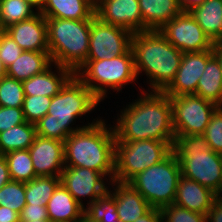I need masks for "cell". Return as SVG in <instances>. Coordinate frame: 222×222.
Returning a JSON list of instances; mask_svg holds the SVG:
<instances>
[{"instance_id":"obj_1","label":"cell","mask_w":222,"mask_h":222,"mask_svg":"<svg viewBox=\"0 0 222 222\" xmlns=\"http://www.w3.org/2000/svg\"><path fill=\"white\" fill-rule=\"evenodd\" d=\"M148 92H140L143 96L121 111L113 126L116 142L175 141L169 96L159 91Z\"/></svg>"},{"instance_id":"obj_2","label":"cell","mask_w":222,"mask_h":222,"mask_svg":"<svg viewBox=\"0 0 222 222\" xmlns=\"http://www.w3.org/2000/svg\"><path fill=\"white\" fill-rule=\"evenodd\" d=\"M101 101L74 74L52 97L47 115L36 124V134L45 138L57 139L62 142L72 133L85 126L72 128L71 123L78 116L91 112Z\"/></svg>"},{"instance_id":"obj_3","label":"cell","mask_w":222,"mask_h":222,"mask_svg":"<svg viewBox=\"0 0 222 222\" xmlns=\"http://www.w3.org/2000/svg\"><path fill=\"white\" fill-rule=\"evenodd\" d=\"M115 133L97 119L64 140L65 166L90 168L114 177Z\"/></svg>"},{"instance_id":"obj_4","label":"cell","mask_w":222,"mask_h":222,"mask_svg":"<svg viewBox=\"0 0 222 222\" xmlns=\"http://www.w3.org/2000/svg\"><path fill=\"white\" fill-rule=\"evenodd\" d=\"M131 49L137 76L144 71L150 79L151 91L163 92L175 78L183 53L159 30L133 34Z\"/></svg>"},{"instance_id":"obj_5","label":"cell","mask_w":222,"mask_h":222,"mask_svg":"<svg viewBox=\"0 0 222 222\" xmlns=\"http://www.w3.org/2000/svg\"><path fill=\"white\" fill-rule=\"evenodd\" d=\"M173 151L179 160L181 176L222 196V154L211 150L202 135L175 136Z\"/></svg>"},{"instance_id":"obj_6","label":"cell","mask_w":222,"mask_h":222,"mask_svg":"<svg viewBox=\"0 0 222 222\" xmlns=\"http://www.w3.org/2000/svg\"><path fill=\"white\" fill-rule=\"evenodd\" d=\"M45 18L52 63L68 68L75 74L87 60L91 20Z\"/></svg>"},{"instance_id":"obj_7","label":"cell","mask_w":222,"mask_h":222,"mask_svg":"<svg viewBox=\"0 0 222 222\" xmlns=\"http://www.w3.org/2000/svg\"><path fill=\"white\" fill-rule=\"evenodd\" d=\"M75 75L102 101L107 88L120 91L137 79L133 51L112 59L86 60Z\"/></svg>"},{"instance_id":"obj_8","label":"cell","mask_w":222,"mask_h":222,"mask_svg":"<svg viewBox=\"0 0 222 222\" xmlns=\"http://www.w3.org/2000/svg\"><path fill=\"white\" fill-rule=\"evenodd\" d=\"M181 169L172 151L163 161L134 176L128 183L154 208L174 203Z\"/></svg>"},{"instance_id":"obj_9","label":"cell","mask_w":222,"mask_h":222,"mask_svg":"<svg viewBox=\"0 0 222 222\" xmlns=\"http://www.w3.org/2000/svg\"><path fill=\"white\" fill-rule=\"evenodd\" d=\"M174 142L154 139L115 142L113 180L128 183L137 174L163 161L173 151Z\"/></svg>"},{"instance_id":"obj_10","label":"cell","mask_w":222,"mask_h":222,"mask_svg":"<svg viewBox=\"0 0 222 222\" xmlns=\"http://www.w3.org/2000/svg\"><path fill=\"white\" fill-rule=\"evenodd\" d=\"M169 98L172 105V122L175 136L202 135L213 112L219 107L195 94Z\"/></svg>"},{"instance_id":"obj_11","label":"cell","mask_w":222,"mask_h":222,"mask_svg":"<svg viewBox=\"0 0 222 222\" xmlns=\"http://www.w3.org/2000/svg\"><path fill=\"white\" fill-rule=\"evenodd\" d=\"M133 34L121 27L105 23L96 15L91 19L87 60L112 59L131 49Z\"/></svg>"},{"instance_id":"obj_12","label":"cell","mask_w":222,"mask_h":222,"mask_svg":"<svg viewBox=\"0 0 222 222\" xmlns=\"http://www.w3.org/2000/svg\"><path fill=\"white\" fill-rule=\"evenodd\" d=\"M159 31L182 53L201 52L213 48L214 42L189 12L181 11Z\"/></svg>"},{"instance_id":"obj_13","label":"cell","mask_w":222,"mask_h":222,"mask_svg":"<svg viewBox=\"0 0 222 222\" xmlns=\"http://www.w3.org/2000/svg\"><path fill=\"white\" fill-rule=\"evenodd\" d=\"M104 174L90 168L65 166L61 176V184L73 195L74 199L83 207L80 197H89V203L94 202L104 195L109 189L105 186Z\"/></svg>"},{"instance_id":"obj_14","label":"cell","mask_w":222,"mask_h":222,"mask_svg":"<svg viewBox=\"0 0 222 222\" xmlns=\"http://www.w3.org/2000/svg\"><path fill=\"white\" fill-rule=\"evenodd\" d=\"M213 56L212 49L183 53L175 78L163 92L169 97L195 94L198 80L202 76L207 62Z\"/></svg>"},{"instance_id":"obj_15","label":"cell","mask_w":222,"mask_h":222,"mask_svg":"<svg viewBox=\"0 0 222 222\" xmlns=\"http://www.w3.org/2000/svg\"><path fill=\"white\" fill-rule=\"evenodd\" d=\"M28 150L37 176H61L65 167L64 142L36 135Z\"/></svg>"},{"instance_id":"obj_16","label":"cell","mask_w":222,"mask_h":222,"mask_svg":"<svg viewBox=\"0 0 222 222\" xmlns=\"http://www.w3.org/2000/svg\"><path fill=\"white\" fill-rule=\"evenodd\" d=\"M95 15L103 22L128 30L143 31L139 0H103L95 7Z\"/></svg>"},{"instance_id":"obj_17","label":"cell","mask_w":222,"mask_h":222,"mask_svg":"<svg viewBox=\"0 0 222 222\" xmlns=\"http://www.w3.org/2000/svg\"><path fill=\"white\" fill-rule=\"evenodd\" d=\"M6 33L24 51L49 52L46 18L40 12L30 19L11 25Z\"/></svg>"},{"instance_id":"obj_18","label":"cell","mask_w":222,"mask_h":222,"mask_svg":"<svg viewBox=\"0 0 222 222\" xmlns=\"http://www.w3.org/2000/svg\"><path fill=\"white\" fill-rule=\"evenodd\" d=\"M218 197L209 188L181 176L178 181L174 204L206 215Z\"/></svg>"},{"instance_id":"obj_19","label":"cell","mask_w":222,"mask_h":222,"mask_svg":"<svg viewBox=\"0 0 222 222\" xmlns=\"http://www.w3.org/2000/svg\"><path fill=\"white\" fill-rule=\"evenodd\" d=\"M115 191L111 194L117 207L119 219L122 222H134L146 214L152 206L129 183L110 181ZM115 183V184H114Z\"/></svg>"},{"instance_id":"obj_20","label":"cell","mask_w":222,"mask_h":222,"mask_svg":"<svg viewBox=\"0 0 222 222\" xmlns=\"http://www.w3.org/2000/svg\"><path fill=\"white\" fill-rule=\"evenodd\" d=\"M52 66L56 67L58 75L52 71ZM52 66L43 73L22 81L24 95L53 97L59 93L60 89L74 73L70 69L57 64H52Z\"/></svg>"},{"instance_id":"obj_21","label":"cell","mask_w":222,"mask_h":222,"mask_svg":"<svg viewBox=\"0 0 222 222\" xmlns=\"http://www.w3.org/2000/svg\"><path fill=\"white\" fill-rule=\"evenodd\" d=\"M46 209L51 222H79L84 216V208L62 184L54 191Z\"/></svg>"},{"instance_id":"obj_22","label":"cell","mask_w":222,"mask_h":222,"mask_svg":"<svg viewBox=\"0 0 222 222\" xmlns=\"http://www.w3.org/2000/svg\"><path fill=\"white\" fill-rule=\"evenodd\" d=\"M139 6L143 31L159 30L181 12L178 0H139Z\"/></svg>"},{"instance_id":"obj_23","label":"cell","mask_w":222,"mask_h":222,"mask_svg":"<svg viewBox=\"0 0 222 222\" xmlns=\"http://www.w3.org/2000/svg\"><path fill=\"white\" fill-rule=\"evenodd\" d=\"M40 13L58 19L91 20L95 7L89 0H46Z\"/></svg>"},{"instance_id":"obj_24","label":"cell","mask_w":222,"mask_h":222,"mask_svg":"<svg viewBox=\"0 0 222 222\" xmlns=\"http://www.w3.org/2000/svg\"><path fill=\"white\" fill-rule=\"evenodd\" d=\"M52 65L49 52L23 51L22 54L7 67V76L25 81L34 75L43 73Z\"/></svg>"},{"instance_id":"obj_25","label":"cell","mask_w":222,"mask_h":222,"mask_svg":"<svg viewBox=\"0 0 222 222\" xmlns=\"http://www.w3.org/2000/svg\"><path fill=\"white\" fill-rule=\"evenodd\" d=\"M189 13L213 42L222 41V0H206Z\"/></svg>"},{"instance_id":"obj_26","label":"cell","mask_w":222,"mask_h":222,"mask_svg":"<svg viewBox=\"0 0 222 222\" xmlns=\"http://www.w3.org/2000/svg\"><path fill=\"white\" fill-rule=\"evenodd\" d=\"M195 95L222 106V69L215 56L207 62Z\"/></svg>"},{"instance_id":"obj_27","label":"cell","mask_w":222,"mask_h":222,"mask_svg":"<svg viewBox=\"0 0 222 222\" xmlns=\"http://www.w3.org/2000/svg\"><path fill=\"white\" fill-rule=\"evenodd\" d=\"M36 135L35 124L27 121L0 132V155L28 149L33 144Z\"/></svg>"},{"instance_id":"obj_28","label":"cell","mask_w":222,"mask_h":222,"mask_svg":"<svg viewBox=\"0 0 222 222\" xmlns=\"http://www.w3.org/2000/svg\"><path fill=\"white\" fill-rule=\"evenodd\" d=\"M61 184L60 177L38 176L25 183L26 204L47 206L56 188Z\"/></svg>"},{"instance_id":"obj_29","label":"cell","mask_w":222,"mask_h":222,"mask_svg":"<svg viewBox=\"0 0 222 222\" xmlns=\"http://www.w3.org/2000/svg\"><path fill=\"white\" fill-rule=\"evenodd\" d=\"M11 180L26 183L38 177L33 168L29 150H16L6 153Z\"/></svg>"},{"instance_id":"obj_30","label":"cell","mask_w":222,"mask_h":222,"mask_svg":"<svg viewBox=\"0 0 222 222\" xmlns=\"http://www.w3.org/2000/svg\"><path fill=\"white\" fill-rule=\"evenodd\" d=\"M36 14L26 0H0V25L5 29Z\"/></svg>"},{"instance_id":"obj_31","label":"cell","mask_w":222,"mask_h":222,"mask_svg":"<svg viewBox=\"0 0 222 222\" xmlns=\"http://www.w3.org/2000/svg\"><path fill=\"white\" fill-rule=\"evenodd\" d=\"M112 191H107L97 200L84 208V216L91 222H112L119 219Z\"/></svg>"},{"instance_id":"obj_32","label":"cell","mask_w":222,"mask_h":222,"mask_svg":"<svg viewBox=\"0 0 222 222\" xmlns=\"http://www.w3.org/2000/svg\"><path fill=\"white\" fill-rule=\"evenodd\" d=\"M24 97L22 81L9 76L0 79V106L22 108Z\"/></svg>"},{"instance_id":"obj_33","label":"cell","mask_w":222,"mask_h":222,"mask_svg":"<svg viewBox=\"0 0 222 222\" xmlns=\"http://www.w3.org/2000/svg\"><path fill=\"white\" fill-rule=\"evenodd\" d=\"M25 205V183L11 180L0 188V206H5L21 214Z\"/></svg>"},{"instance_id":"obj_34","label":"cell","mask_w":222,"mask_h":222,"mask_svg":"<svg viewBox=\"0 0 222 222\" xmlns=\"http://www.w3.org/2000/svg\"><path fill=\"white\" fill-rule=\"evenodd\" d=\"M52 97L25 95L22 106L25 121L36 124L41 118L47 115Z\"/></svg>"},{"instance_id":"obj_35","label":"cell","mask_w":222,"mask_h":222,"mask_svg":"<svg viewBox=\"0 0 222 222\" xmlns=\"http://www.w3.org/2000/svg\"><path fill=\"white\" fill-rule=\"evenodd\" d=\"M202 136L210 145L211 150L222 154V106H219L213 112Z\"/></svg>"},{"instance_id":"obj_36","label":"cell","mask_w":222,"mask_h":222,"mask_svg":"<svg viewBox=\"0 0 222 222\" xmlns=\"http://www.w3.org/2000/svg\"><path fill=\"white\" fill-rule=\"evenodd\" d=\"M160 211L163 222H206V215L190 211L174 203L161 208Z\"/></svg>"},{"instance_id":"obj_37","label":"cell","mask_w":222,"mask_h":222,"mask_svg":"<svg viewBox=\"0 0 222 222\" xmlns=\"http://www.w3.org/2000/svg\"><path fill=\"white\" fill-rule=\"evenodd\" d=\"M20 46L5 33L0 45V59L6 68L12 64L23 52Z\"/></svg>"},{"instance_id":"obj_38","label":"cell","mask_w":222,"mask_h":222,"mask_svg":"<svg viewBox=\"0 0 222 222\" xmlns=\"http://www.w3.org/2000/svg\"><path fill=\"white\" fill-rule=\"evenodd\" d=\"M25 122L22 108L0 106V132Z\"/></svg>"},{"instance_id":"obj_39","label":"cell","mask_w":222,"mask_h":222,"mask_svg":"<svg viewBox=\"0 0 222 222\" xmlns=\"http://www.w3.org/2000/svg\"><path fill=\"white\" fill-rule=\"evenodd\" d=\"M49 220L46 206L26 204L20 214V221Z\"/></svg>"},{"instance_id":"obj_40","label":"cell","mask_w":222,"mask_h":222,"mask_svg":"<svg viewBox=\"0 0 222 222\" xmlns=\"http://www.w3.org/2000/svg\"><path fill=\"white\" fill-rule=\"evenodd\" d=\"M206 222H222V196L214 201L212 208L206 214Z\"/></svg>"},{"instance_id":"obj_41","label":"cell","mask_w":222,"mask_h":222,"mask_svg":"<svg viewBox=\"0 0 222 222\" xmlns=\"http://www.w3.org/2000/svg\"><path fill=\"white\" fill-rule=\"evenodd\" d=\"M134 222H163L160 209L152 207L146 214Z\"/></svg>"},{"instance_id":"obj_42","label":"cell","mask_w":222,"mask_h":222,"mask_svg":"<svg viewBox=\"0 0 222 222\" xmlns=\"http://www.w3.org/2000/svg\"><path fill=\"white\" fill-rule=\"evenodd\" d=\"M0 222H20V214L5 206H0Z\"/></svg>"},{"instance_id":"obj_43","label":"cell","mask_w":222,"mask_h":222,"mask_svg":"<svg viewBox=\"0 0 222 222\" xmlns=\"http://www.w3.org/2000/svg\"><path fill=\"white\" fill-rule=\"evenodd\" d=\"M11 181L8 163L4 155H0V188Z\"/></svg>"},{"instance_id":"obj_44","label":"cell","mask_w":222,"mask_h":222,"mask_svg":"<svg viewBox=\"0 0 222 222\" xmlns=\"http://www.w3.org/2000/svg\"><path fill=\"white\" fill-rule=\"evenodd\" d=\"M206 0H178L181 11L189 12L197 6L202 5Z\"/></svg>"},{"instance_id":"obj_45","label":"cell","mask_w":222,"mask_h":222,"mask_svg":"<svg viewBox=\"0 0 222 222\" xmlns=\"http://www.w3.org/2000/svg\"><path fill=\"white\" fill-rule=\"evenodd\" d=\"M212 51H213V55L219 61L221 69H222V41L214 42Z\"/></svg>"},{"instance_id":"obj_46","label":"cell","mask_w":222,"mask_h":222,"mask_svg":"<svg viewBox=\"0 0 222 222\" xmlns=\"http://www.w3.org/2000/svg\"><path fill=\"white\" fill-rule=\"evenodd\" d=\"M33 8L40 12L45 4L46 0H26Z\"/></svg>"},{"instance_id":"obj_47","label":"cell","mask_w":222,"mask_h":222,"mask_svg":"<svg viewBox=\"0 0 222 222\" xmlns=\"http://www.w3.org/2000/svg\"><path fill=\"white\" fill-rule=\"evenodd\" d=\"M7 76V68L0 59V79Z\"/></svg>"},{"instance_id":"obj_48","label":"cell","mask_w":222,"mask_h":222,"mask_svg":"<svg viewBox=\"0 0 222 222\" xmlns=\"http://www.w3.org/2000/svg\"><path fill=\"white\" fill-rule=\"evenodd\" d=\"M5 33H6V29L0 25V45H1V41H2V38L4 37Z\"/></svg>"},{"instance_id":"obj_49","label":"cell","mask_w":222,"mask_h":222,"mask_svg":"<svg viewBox=\"0 0 222 222\" xmlns=\"http://www.w3.org/2000/svg\"><path fill=\"white\" fill-rule=\"evenodd\" d=\"M103 0H89V2L94 6H98Z\"/></svg>"},{"instance_id":"obj_50","label":"cell","mask_w":222,"mask_h":222,"mask_svg":"<svg viewBox=\"0 0 222 222\" xmlns=\"http://www.w3.org/2000/svg\"><path fill=\"white\" fill-rule=\"evenodd\" d=\"M20 222H51L50 220L20 221Z\"/></svg>"},{"instance_id":"obj_51","label":"cell","mask_w":222,"mask_h":222,"mask_svg":"<svg viewBox=\"0 0 222 222\" xmlns=\"http://www.w3.org/2000/svg\"><path fill=\"white\" fill-rule=\"evenodd\" d=\"M79 222H91V221L85 216H83Z\"/></svg>"},{"instance_id":"obj_52","label":"cell","mask_w":222,"mask_h":222,"mask_svg":"<svg viewBox=\"0 0 222 222\" xmlns=\"http://www.w3.org/2000/svg\"><path fill=\"white\" fill-rule=\"evenodd\" d=\"M112 222H122L120 219L113 220Z\"/></svg>"}]
</instances>
